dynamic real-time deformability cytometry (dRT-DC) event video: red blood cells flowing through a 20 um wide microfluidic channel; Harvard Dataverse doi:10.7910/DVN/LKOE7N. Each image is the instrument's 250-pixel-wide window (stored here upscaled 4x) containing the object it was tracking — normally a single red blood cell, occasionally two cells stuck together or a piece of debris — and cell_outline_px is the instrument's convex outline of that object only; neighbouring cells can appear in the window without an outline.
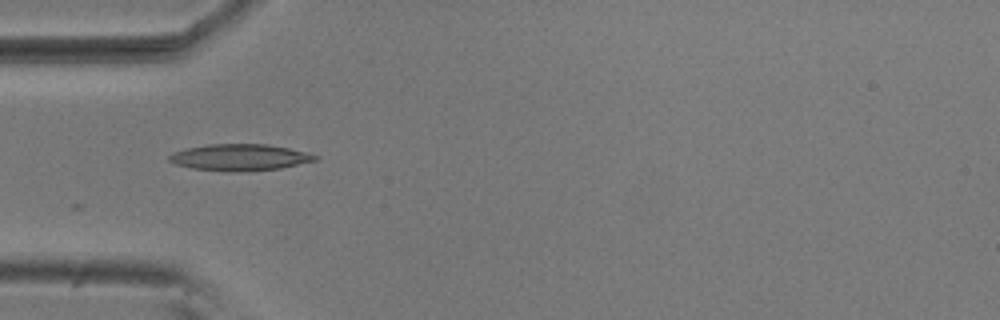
{"species": "common noctule bat (a hibernating species)", "species_latin": "Nyctalus noctula", "temperature_condition": "room temperature", "stored_images_in_passage": 26, "camera_frame_rate_fps": 3000, "um_per_image_px": 0.085, "animal": {"sex": "male", "body_mass_g": 20.5, "forearm_length_mm": 52.5}, "frame": {"image": 1, "passage_image": 1, "time_ms": 0.0, "image_size_px": [1000, 320], "cell_outline_px": [[320, 156], [316, 160], [280, 168], [236, 172], [228, 172], [192, 168], [176, 164], [168, 160], [168, 156], [172, 152], [188, 148], [208, 144], [268, 144], [308, 152]], "centroid_in_image_um": [20.38, 13.37], "position_along_channel_um": 64.6, "area_um2": 22.54}}
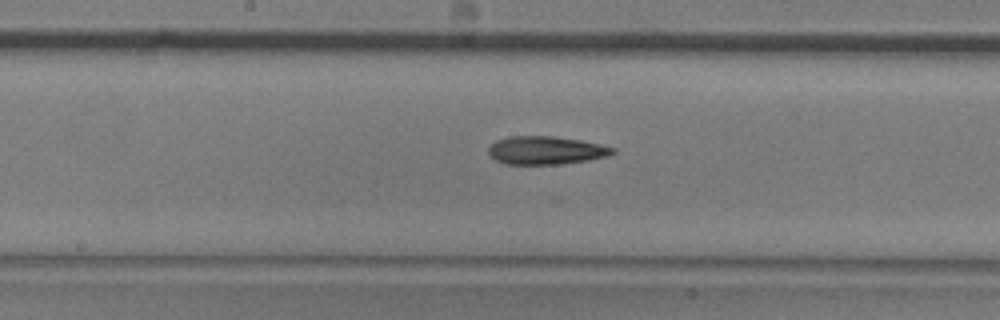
{"frame": {"image": 2, "passage_image": 12, "time_ms": 3.667, "image_size_px": [1000, 320], "cell_outline_px": [[616, 152], [608, 156], [588, 160], [560, 164], [504, 164], [496, 160], [488, 152], [488, 148], [496, 140], [508, 136], [556, 136], [580, 140], [600, 144], [616, 148]], "centroid_in_image_um": [46.42, 12.77], "position_along_channel_um": 201.8, "area_um2": 20.46}}
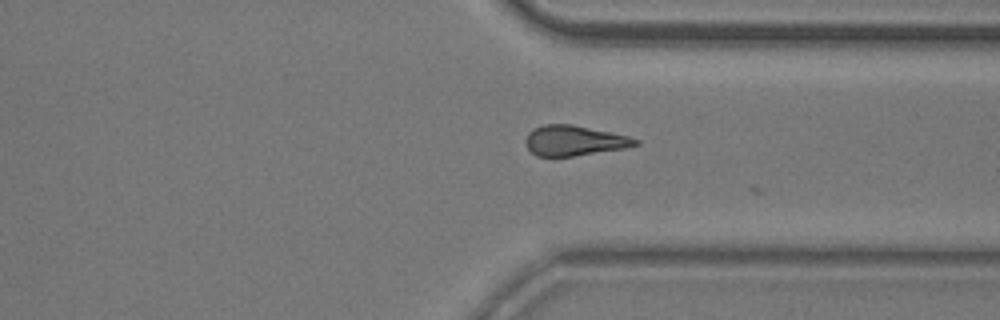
{"frame": {"image": 3, "passage_image": 25, "time_ms": 8.0, "image_size_px": [1000, 320], "cell_outline_px": [[640, 144], [624, 148], [572, 156], [536, 156], [528, 148], [524, 140], [528, 132], [532, 128], [544, 124], [572, 124], [628, 136], [640, 140]], "centroid_in_image_um": [48.77, 11.94], "position_along_channel_um": 362.6, "area_um2": 19.25}}